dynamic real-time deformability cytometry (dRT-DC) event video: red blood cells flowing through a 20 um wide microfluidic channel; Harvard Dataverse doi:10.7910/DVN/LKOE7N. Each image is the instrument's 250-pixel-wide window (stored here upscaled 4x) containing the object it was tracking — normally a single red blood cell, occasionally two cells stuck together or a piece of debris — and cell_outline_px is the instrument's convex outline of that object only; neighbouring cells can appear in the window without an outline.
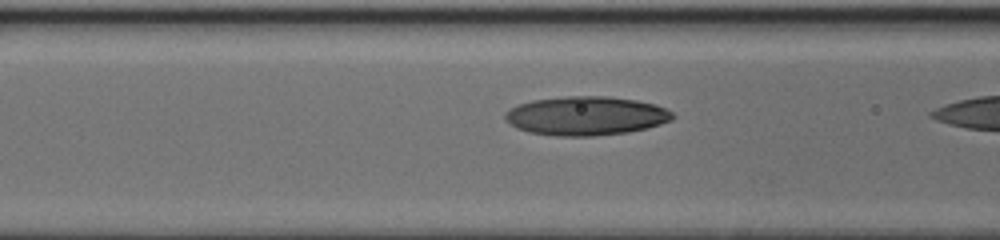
{"species": "human", "species_latin": "Homo sapiens", "temperature_condition": "cold", "stored_images_in_passage": 5, "camera_frame_rate_fps": 3000, "um_per_image_px": 0.085, "donor": {"sex": "female"}, "frame": {"image": 1, "passage_image": 4, "time_ms": 1.0, "image_size_px": [1000, 240], "cell_outline_px": [[676, 116], [672, 120], [660, 124], [628, 132], [592, 136], [556, 136], [528, 132], [516, 128], [504, 120], [504, 112], [520, 104], [532, 100], [564, 96], [608, 96], [636, 100], [656, 104], [672, 112]], "centroid_in_image_um": [49.79, 9.84], "position_along_channel_um": 116.8, "area_um2": 38.09}}